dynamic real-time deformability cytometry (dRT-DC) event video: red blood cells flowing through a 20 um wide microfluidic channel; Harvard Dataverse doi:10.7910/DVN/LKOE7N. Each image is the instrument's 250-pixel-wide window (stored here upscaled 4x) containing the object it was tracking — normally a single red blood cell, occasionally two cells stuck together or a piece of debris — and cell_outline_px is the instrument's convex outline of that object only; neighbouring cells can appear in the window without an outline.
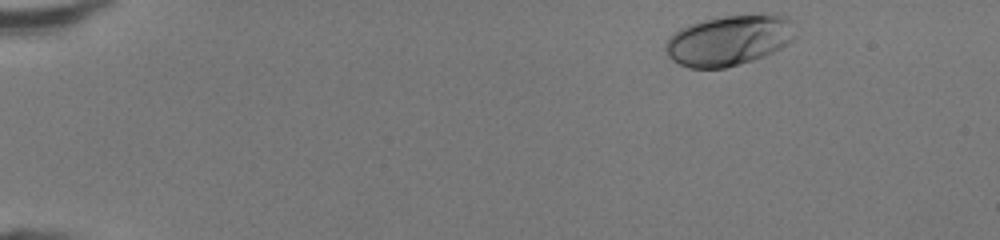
{"species": "human", "species_latin": "Homo sapiens", "temperature_condition": "room temperature", "stored_images_in_passage": 43, "camera_frame_rate_fps": 3000, "um_per_image_px": 0.085, "donor": {"sex": "female"}, "frame": {"image": 1, "passage_image": 1, "time_ms": 0.0, "image_size_px": [1000, 240], "cell_outline_px": [[796, 40], [764, 56], [752, 60], [724, 68], [688, 68], [672, 60], [668, 56], [664, 48], [664, 44], [668, 36], [680, 28], [704, 20], [724, 16], [788, 16], [796, 36]], "centroid_in_image_um": [61.92, 3.46], "position_along_channel_um": 23.1, "area_um2": 37.74}}
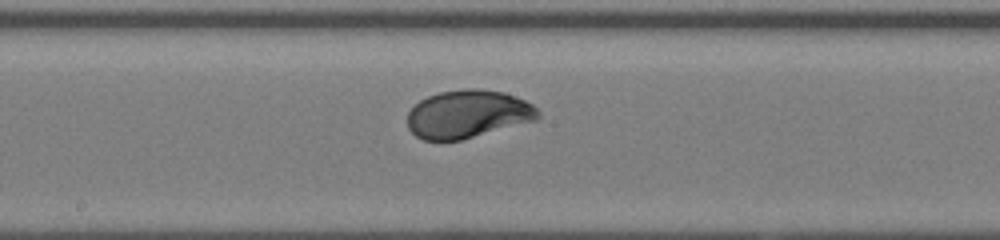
{"frame": {"image": 2, "passage_image": 22, "time_ms": 7.0, "image_size_px": [1000, 240], "cell_outline_px": [[540, 116], [536, 120], [460, 140], [424, 140], [416, 136], [408, 128], [408, 112], [420, 100], [428, 96], [440, 92], [464, 88], [476, 88], [504, 92], [524, 100], [532, 104], [540, 112]], "centroid_in_image_um": [39.76, 9.69], "position_along_channel_um": 208.4, "area_um2": 36.36}}
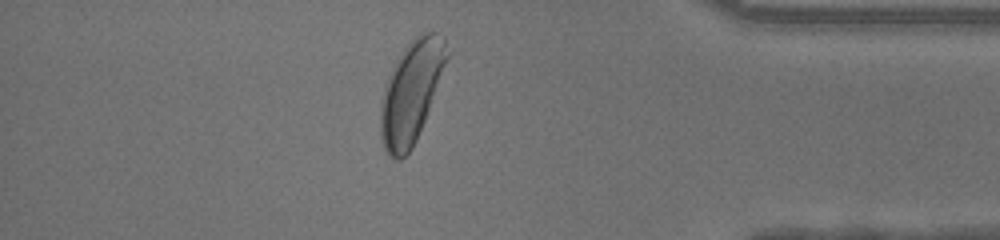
{"frame": {"image": 3, "passage_image": 37, "time_ms": 12.0, "image_size_px": [1000, 240], "cell_outline_px": [[452, 52], [416, 140], [412, 148], [400, 160], [396, 160], [384, 152], [380, 136], [380, 100], [384, 84], [400, 52], [420, 32], [436, 32], [444, 36]], "centroid_in_image_um": [34.96, 7.78], "position_along_channel_um": 400.2, "area_um2": 40.0}, "authors_computed_cell_mechanics": {"area_um2": 36.9342, "velocity_mm_per_s": 4.2932, "shape_relaxation_time_tau1_ms": 2.1853, "shape_relaxation_time_tau2_ms": null, "deformation_change_tau1": 0.1331, "deformation_change_tau2": null}}